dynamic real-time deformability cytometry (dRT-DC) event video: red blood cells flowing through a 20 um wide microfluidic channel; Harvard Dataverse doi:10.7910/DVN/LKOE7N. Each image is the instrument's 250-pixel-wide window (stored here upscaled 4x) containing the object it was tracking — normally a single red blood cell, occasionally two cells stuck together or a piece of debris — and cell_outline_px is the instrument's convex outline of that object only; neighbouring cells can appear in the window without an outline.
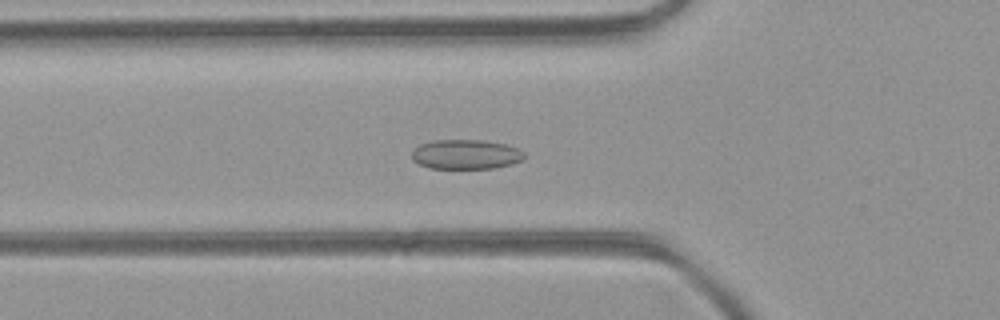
{"species": "common noctule bat (a hibernating species)", "species_latin": "Nyctalus noctula", "temperature_condition": "room temperature", "stored_images_in_passage": 43, "camera_frame_rate_fps": 3000, "um_per_image_px": 0.085, "animal": {"sex": "female", "body_mass_g": 21.9}, "frame": {"image": 1, "passage_image": 13, "time_ms": 4.0, "image_size_px": [1000, 320], "cell_outline_px": [[524, 160], [512, 164], [496, 168], [428, 168], [412, 160], [412, 152], [420, 144], [432, 140], [484, 140], [504, 144], [520, 148], [524, 152]], "centroid_in_image_um": [39.63, 13.12], "position_along_channel_um": 86.2, "area_um2": 19.54}}
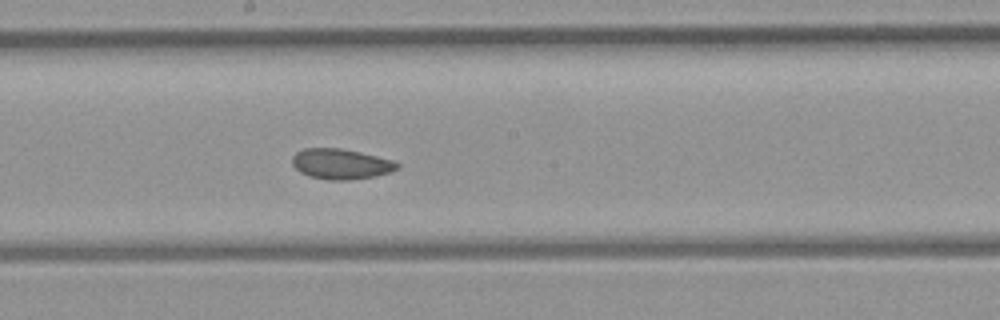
{"frame": {"image": 2, "passage_image": 22, "time_ms": 7.0, "image_size_px": [1000, 320], "cell_outline_px": [[400, 164], [396, 168], [388, 172], [376, 176], [348, 180], [328, 180], [308, 176], [300, 172], [292, 164], [292, 156], [296, 152], [304, 148], [340, 148], [360, 152], [396, 160]], "centroid_in_image_um": [28.96, 13.93], "position_along_channel_um": 219.2, "area_um2": 18.67}}
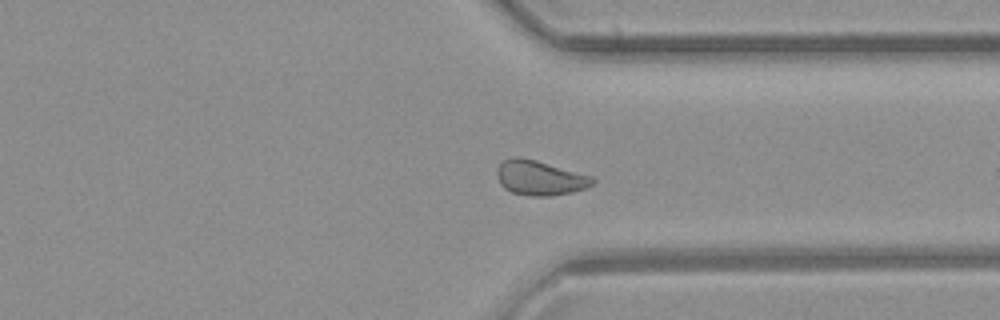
{"frame": {"image": 3, "passage_image": 32, "time_ms": 10.333, "image_size_px": [1000, 320], "cell_outline_px": [[596, 180], [592, 184], [584, 188], [572, 192], [552, 196], [532, 196], [512, 192], [504, 188], [500, 184], [496, 176], [496, 168], [504, 160], [512, 156], [520, 156], [536, 160], [592, 176]], "centroid_in_image_um": [45.85, 15.11], "position_along_channel_um": 365.6, "area_um2": 19.42}, "authors_computed_cell_mechanics": {"area_um2": 19.4208, "velocity_mm_per_s": 4.4033, "shape_relaxation_time_tau1_ms": null, "shape_relaxation_time_tau2_ms": 2.1751, "deformation_change_tau1": null, "deformation_change_tau2": 0.0679}}